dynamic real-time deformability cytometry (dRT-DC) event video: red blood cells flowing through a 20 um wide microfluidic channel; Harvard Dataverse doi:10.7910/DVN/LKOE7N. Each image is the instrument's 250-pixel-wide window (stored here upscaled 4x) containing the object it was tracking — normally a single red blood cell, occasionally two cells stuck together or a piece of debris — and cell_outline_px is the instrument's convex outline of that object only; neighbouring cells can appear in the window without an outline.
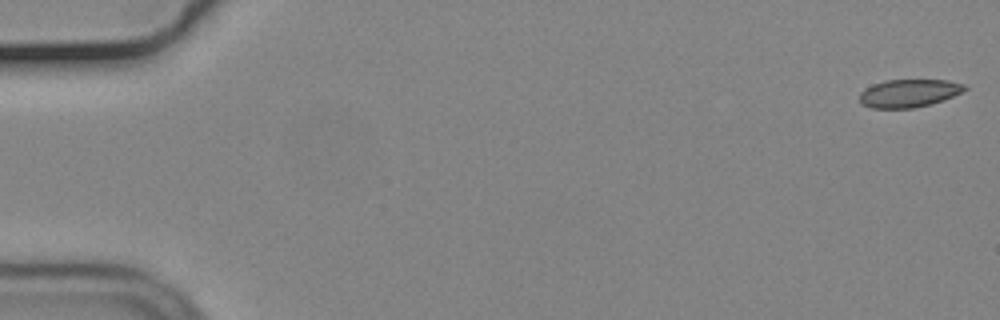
{"species": "common noctule bat (a hibernating species)", "species_latin": "Nyctalus noctula", "temperature_condition": "cold", "stored_images_in_passage": 56, "camera_frame_rate_fps": 3000, "um_per_image_px": 0.085, "animal": {"sex": "male", "body_mass_g": 19.2, "forearm_length_mm": 51.8}, "frame": {"image": 1, "passage_image": 1, "time_ms": 0.0, "image_size_px": [1000, 320], "cell_outline_px": [[968, 88], [944, 100], [912, 108], [872, 108], [860, 104], [860, 92], [864, 88], [872, 84], [884, 80], [948, 80], [964, 84]], "centroid_in_image_um": [77.21, 7.91], "position_along_channel_um": 7.8, "area_um2": 17.11}}
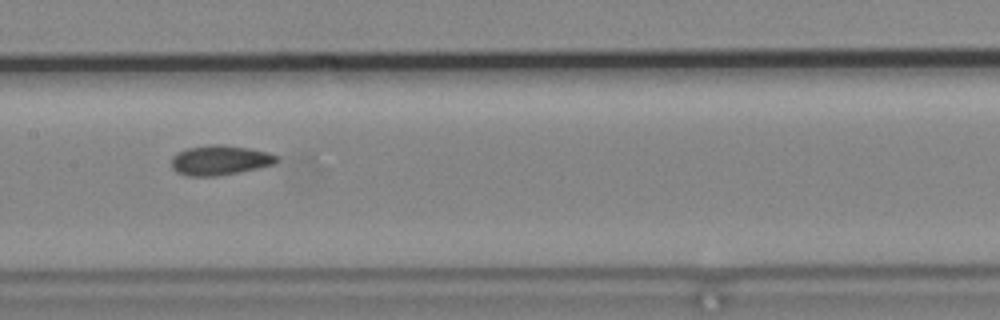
{"frame": {"image": 2, "passage_image": 28, "time_ms": 9.0, "image_size_px": [1000, 320], "cell_outline_px": [[280, 160], [272, 164], [256, 168], [216, 176], [188, 176], [176, 172], [172, 168], [172, 156], [176, 152], [188, 148], [212, 144], [220, 144], [248, 148], [268, 152], [280, 156]], "centroid_in_image_um": [18.68, 13.61], "position_along_channel_um": 188.7, "area_um2": 18.21}}
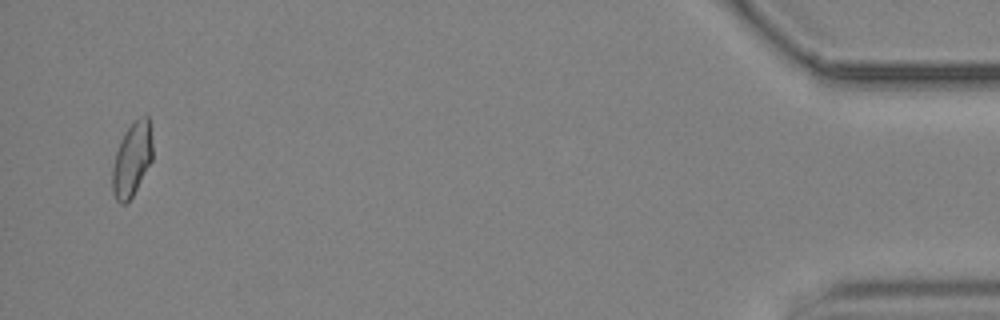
{"frame": {"image": 3, "passage_image": 54, "time_ms": 17.667, "image_size_px": [1000, 320], "cell_outline_px": [[152, 160], [132, 196], [124, 204], [120, 204], [116, 200], [112, 192], [112, 168], [116, 152], [120, 140], [124, 132], [140, 116], [148, 116], [152, 144]], "centroid_in_image_um": [11.2, 13.56], "position_along_channel_um": 424.0, "area_um2": 17.11}, "authors_computed_cell_mechanics": {"area_um2": 17.7446, "velocity_mm_per_s": 3.7085, "shape_relaxation_time_tau1_ms": 11.3468, "shape_relaxation_time_tau2_ms": 2.3728, "deformation_change_tau1": 0.1823, "deformation_change_tau2": 0.0873}}